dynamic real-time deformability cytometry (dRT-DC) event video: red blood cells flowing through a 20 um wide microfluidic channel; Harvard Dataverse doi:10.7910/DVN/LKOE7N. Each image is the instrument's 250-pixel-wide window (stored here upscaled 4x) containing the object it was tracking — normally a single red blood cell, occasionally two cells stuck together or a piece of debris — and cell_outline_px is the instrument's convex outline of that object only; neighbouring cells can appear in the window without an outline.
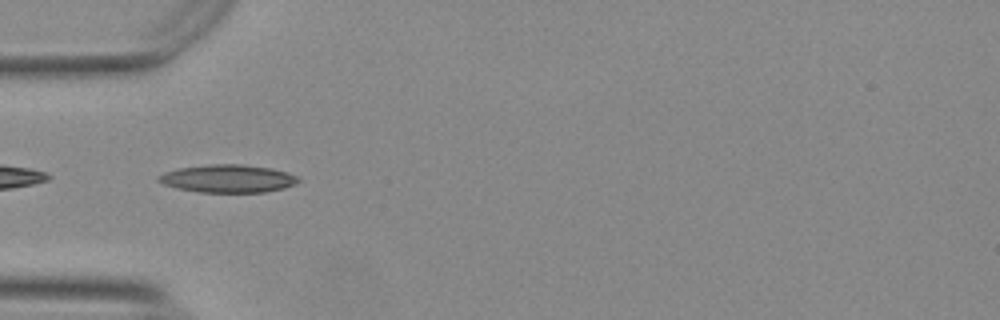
{"species": "Egyptian fruit bat (a non-hibernating species)", "species_latin": "Rousettus aegyptiacus", "temperature_condition": "warm", "stored_images_in_passage": 34, "camera_frame_rate_fps": 3000, "um_per_image_px": 0.085, "animal": {"sex": "female"}, "frame": {"image": 1, "passage_image": 1, "time_ms": 0.0, "image_size_px": [1000, 320], "cell_outline_px": [[300, 180], [296, 184], [284, 188], [264, 192], [200, 192], [176, 188], [164, 184], [156, 180], [156, 176], [164, 172], [176, 168], [208, 164], [240, 164], [272, 168], [296, 176]], "centroid_in_image_um": [19.32, 15.17], "position_along_channel_um": 65.7, "area_um2": 22.77}}